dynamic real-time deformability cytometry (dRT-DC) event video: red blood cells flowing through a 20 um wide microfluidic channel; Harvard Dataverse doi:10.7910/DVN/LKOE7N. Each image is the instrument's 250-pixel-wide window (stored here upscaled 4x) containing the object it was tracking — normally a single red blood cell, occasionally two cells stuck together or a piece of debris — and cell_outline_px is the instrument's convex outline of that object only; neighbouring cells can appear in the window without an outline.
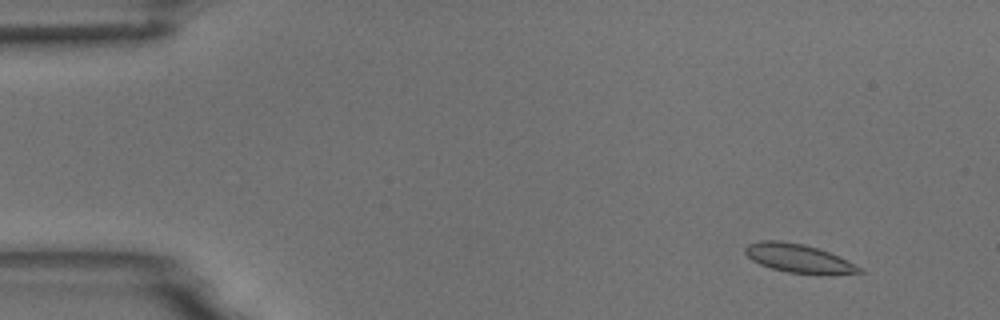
{"species": "common noctule bat (a hibernating species)", "species_latin": "Nyctalus noctula", "temperature_condition": "room temperature", "stored_images_in_passage": 5, "camera_frame_rate_fps": 3000, "um_per_image_px": 0.085, "animal": {"sex": "male", "body_mass_g": 18.8}, "frame": {"image": 1, "passage_image": 2, "time_ms": 0.333, "image_size_px": [1000, 320], "cell_outline_px": [[864, 272], [820, 276], [788, 272], [772, 268], [760, 264], [752, 260], [744, 252], [744, 248], [748, 244], [760, 240], [780, 240], [804, 244], [828, 252], [848, 260], [864, 268]], "centroid_in_image_um": [67.92, 21.98], "position_along_channel_um": 17.1, "area_um2": 19.42}}
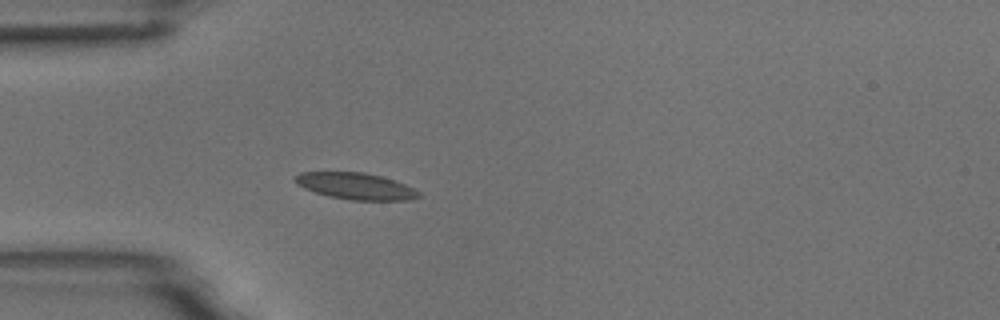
{"frame": {"image": 2, "passage_image": 5, "time_ms": 1.333, "image_size_px": [1000, 320], "cell_outline_px": [[420, 196], [408, 200], [352, 200], [328, 196], [304, 188], [296, 184], [292, 180], [292, 176], [300, 172], [364, 172], [380, 176], [404, 184], [420, 192]], "centroid_in_image_um": [30.16, 15.81], "position_along_channel_um": 54.8, "area_um2": 19.07}}